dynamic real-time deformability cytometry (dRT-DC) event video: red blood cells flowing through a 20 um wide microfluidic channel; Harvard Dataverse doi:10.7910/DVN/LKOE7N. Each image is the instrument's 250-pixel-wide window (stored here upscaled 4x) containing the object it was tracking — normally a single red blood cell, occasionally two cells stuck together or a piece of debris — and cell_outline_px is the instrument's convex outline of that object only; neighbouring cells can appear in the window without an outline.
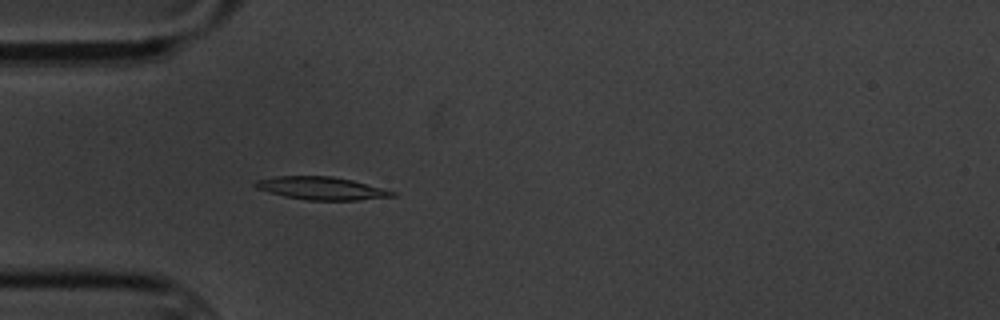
{"species": "common noctule bat (a hibernating species)", "species_latin": "Nyctalus noctula", "temperature_condition": "cold", "stored_images_in_passage": 4, "camera_frame_rate_fps": 3000, "um_per_image_px": 0.085, "animal": {"sex": "male", "body_mass_g": 20.1, "forearm_length_mm": 53.5}, "frame": {"image": 1, "passage_image": 4, "time_ms": 3.667, "image_size_px": [1000, 320], "cell_outline_px": [[396, 196], [356, 200], [308, 200], [284, 196], [268, 192], [256, 188], [252, 184], [256, 180], [276, 176], [332, 176], [352, 180], [396, 192]], "centroid_in_image_um": [27.28, 16.0], "position_along_channel_um": 57.7, "area_um2": 18.15}}